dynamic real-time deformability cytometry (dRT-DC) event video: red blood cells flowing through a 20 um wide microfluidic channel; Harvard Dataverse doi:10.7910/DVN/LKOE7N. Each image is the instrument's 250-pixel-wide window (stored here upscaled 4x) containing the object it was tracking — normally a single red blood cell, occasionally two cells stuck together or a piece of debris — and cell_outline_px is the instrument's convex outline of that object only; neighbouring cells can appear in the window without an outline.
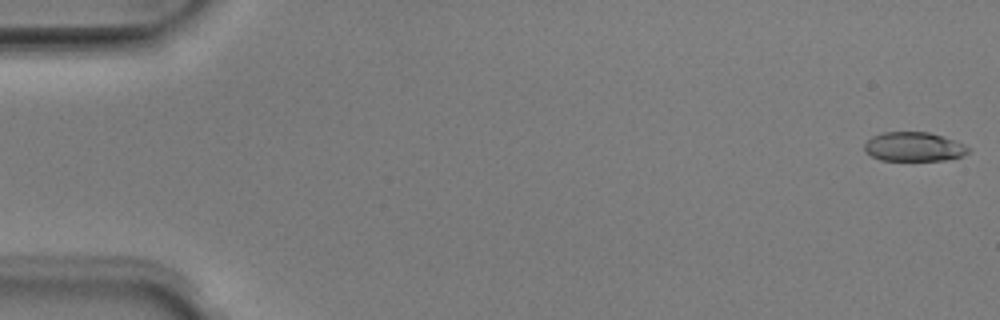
{"species": "Egyptian fruit bat (a non-hibernating species)", "species_latin": "Rousettus aegyptiacus", "temperature_condition": "room temperature", "stored_images_in_passage": 51, "camera_frame_rate_fps": 3000, "um_per_image_px": 0.085, "animal": {"sex": "male"}, "frame": {"image": 1, "passage_image": 1, "time_ms": 0.0, "image_size_px": [1000, 320], "cell_outline_px": [[972, 148], [968, 152], [960, 156], [944, 160], [880, 160], [872, 156], [864, 148], [864, 144], [872, 136], [884, 132], [928, 132], [952, 140]], "centroid_in_image_um": [77.65, 12.47], "position_along_channel_um": 7.3, "area_um2": 17.34}}
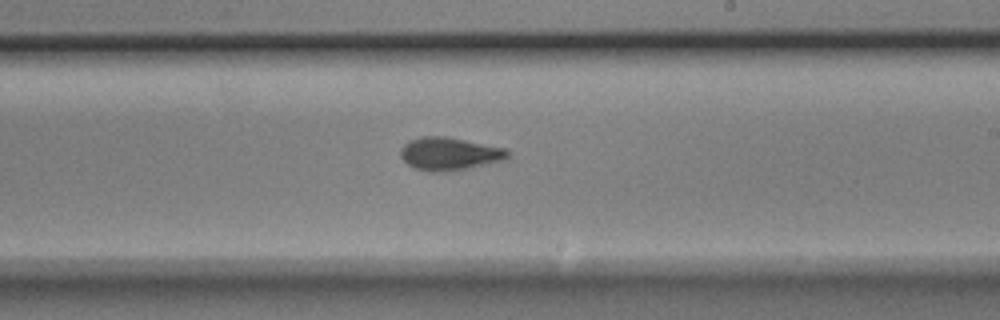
{"frame": {"image": 2, "passage_image": 30, "time_ms": 9.667, "image_size_px": [1000, 320], "cell_outline_px": [[508, 156], [504, 160], [464, 168], [440, 172], [432, 172], [416, 168], [408, 164], [400, 156], [400, 148], [408, 140], [420, 136], [444, 136], [508, 148]], "centroid_in_image_um": [38.17, 13.04], "position_along_channel_um": 250.8, "area_um2": 20.35}}
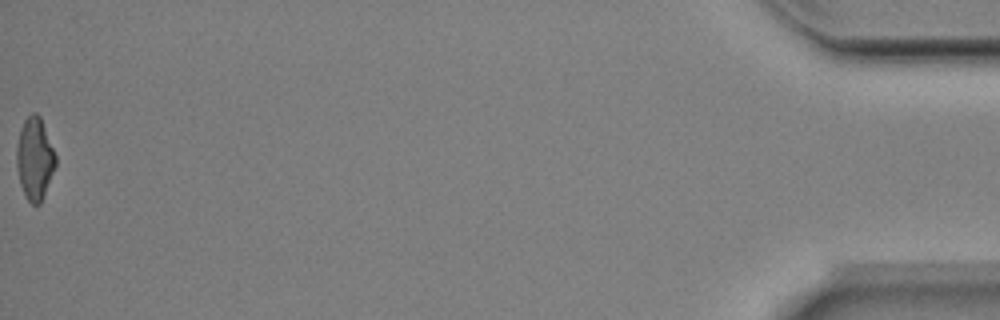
{"frame": {"image": 3, "passage_image": 51, "time_ms": 16.667, "image_size_px": [1000, 320], "cell_outline_px": [[56, 164], [40, 204], [32, 204], [28, 200], [20, 184], [16, 168], [16, 144], [20, 128], [24, 120], [32, 112], [36, 112], [40, 116], [56, 156]], "centroid_in_image_um": [2.92, 13.45], "position_along_channel_um": 432.3, "area_um2": 18.61}, "authors_computed_cell_mechanics": {"area_um2": 19.1318, "velocity_mm_per_s": 4.0085, "shape_relaxation_time_tau1_ms": 3.2589, "shape_relaxation_time_tau2_ms": 1.6963, "deformation_change_tau1": 0.1428, "deformation_change_tau2": 0.0822}}